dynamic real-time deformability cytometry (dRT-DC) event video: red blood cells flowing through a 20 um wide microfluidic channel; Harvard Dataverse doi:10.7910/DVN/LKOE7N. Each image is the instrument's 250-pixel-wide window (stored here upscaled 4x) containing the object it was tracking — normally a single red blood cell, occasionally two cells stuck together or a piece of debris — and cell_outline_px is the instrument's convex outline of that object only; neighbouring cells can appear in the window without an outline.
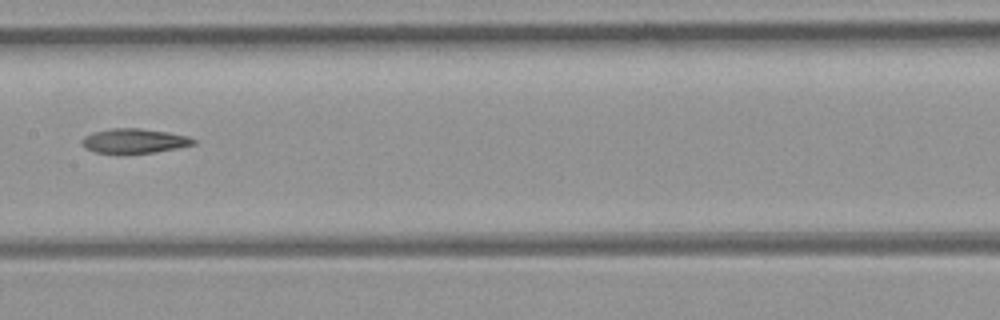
{"species": "common noctule bat (a hibernating species)", "species_latin": "Nyctalus noctula", "temperature_condition": "room temperature", "stored_images_in_passage": 34, "camera_frame_rate_fps": 3000, "um_per_image_px": 0.085, "animal": {"sex": "female", "body_mass_g": 21.9}, "frame": {"image": 1, "passage_image": 10, "time_ms": 3.0, "image_size_px": [1000, 320], "cell_outline_px": [[196, 144], [176, 148], [152, 152], [96, 152], [84, 148], [80, 144], [80, 140], [84, 136], [92, 132], [112, 128], [140, 128], [168, 132], [188, 136], [196, 140]], "centroid_in_image_um": [11.38, 11.95], "position_along_channel_um": 196.0, "area_um2": 15.78}}
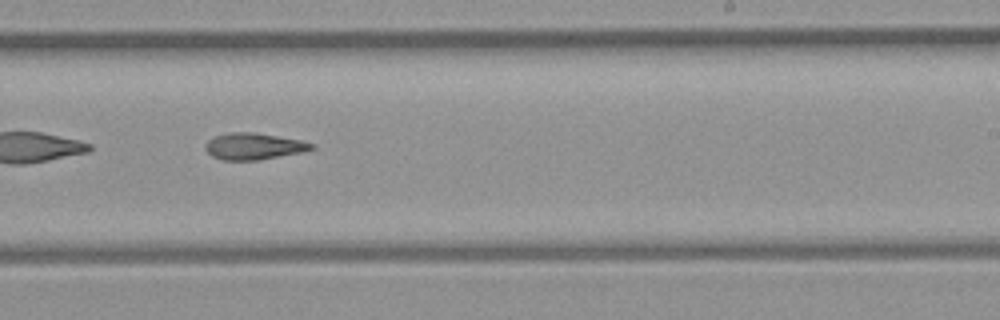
{"frame": {"image": 2, "passage_image": 15, "time_ms": 4.667, "image_size_px": [1000, 320], "cell_outline_px": [[316, 148], [304, 152], [256, 160], [224, 160], [212, 156], [204, 148], [208, 140], [216, 136], [232, 132], [252, 132], [304, 140], [316, 144]], "centroid_in_image_um": [21.64, 12.43], "position_along_channel_um": 267.4, "area_um2": 16.47}}